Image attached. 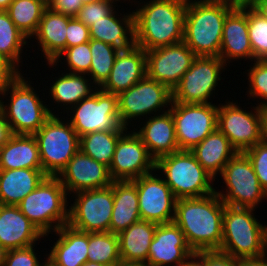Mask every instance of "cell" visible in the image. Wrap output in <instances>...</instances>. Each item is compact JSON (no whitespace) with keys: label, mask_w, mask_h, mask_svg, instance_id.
Wrapping results in <instances>:
<instances>
[{"label":"cell","mask_w":267,"mask_h":266,"mask_svg":"<svg viewBox=\"0 0 267 266\" xmlns=\"http://www.w3.org/2000/svg\"><path fill=\"white\" fill-rule=\"evenodd\" d=\"M224 207L216 192L177 199L174 222L194 253L220 249Z\"/></svg>","instance_id":"obj_1"},{"label":"cell","mask_w":267,"mask_h":266,"mask_svg":"<svg viewBox=\"0 0 267 266\" xmlns=\"http://www.w3.org/2000/svg\"><path fill=\"white\" fill-rule=\"evenodd\" d=\"M186 3L187 0L144 1L133 11L136 45L148 51L183 42Z\"/></svg>","instance_id":"obj_2"},{"label":"cell","mask_w":267,"mask_h":266,"mask_svg":"<svg viewBox=\"0 0 267 266\" xmlns=\"http://www.w3.org/2000/svg\"><path fill=\"white\" fill-rule=\"evenodd\" d=\"M253 211L225 205L219 251L240 261L267 258V225L259 223Z\"/></svg>","instance_id":"obj_3"},{"label":"cell","mask_w":267,"mask_h":266,"mask_svg":"<svg viewBox=\"0 0 267 266\" xmlns=\"http://www.w3.org/2000/svg\"><path fill=\"white\" fill-rule=\"evenodd\" d=\"M231 11L223 1L187 0L183 42L196 56L219 57L224 21Z\"/></svg>","instance_id":"obj_4"},{"label":"cell","mask_w":267,"mask_h":266,"mask_svg":"<svg viewBox=\"0 0 267 266\" xmlns=\"http://www.w3.org/2000/svg\"><path fill=\"white\" fill-rule=\"evenodd\" d=\"M10 94L9 104L3 97ZM0 107L12 134L34 135L55 112L44 104L39 94L20 73L10 84L0 91ZM2 99V100H1ZM5 104V105H4Z\"/></svg>","instance_id":"obj_5"},{"label":"cell","mask_w":267,"mask_h":266,"mask_svg":"<svg viewBox=\"0 0 267 266\" xmlns=\"http://www.w3.org/2000/svg\"><path fill=\"white\" fill-rule=\"evenodd\" d=\"M56 176H47L17 205L44 236L68 224V196Z\"/></svg>","instance_id":"obj_6"},{"label":"cell","mask_w":267,"mask_h":266,"mask_svg":"<svg viewBox=\"0 0 267 266\" xmlns=\"http://www.w3.org/2000/svg\"><path fill=\"white\" fill-rule=\"evenodd\" d=\"M164 174V181L177 199L202 197L215 192V179L200 165L189 150H180L158 158L155 171Z\"/></svg>","instance_id":"obj_7"},{"label":"cell","mask_w":267,"mask_h":266,"mask_svg":"<svg viewBox=\"0 0 267 266\" xmlns=\"http://www.w3.org/2000/svg\"><path fill=\"white\" fill-rule=\"evenodd\" d=\"M64 121L58 114L51 115L34 134L42 170L47 176H57L79 150L80 137Z\"/></svg>","instance_id":"obj_8"},{"label":"cell","mask_w":267,"mask_h":266,"mask_svg":"<svg viewBox=\"0 0 267 266\" xmlns=\"http://www.w3.org/2000/svg\"><path fill=\"white\" fill-rule=\"evenodd\" d=\"M221 177L225 193L215 190L225 205L257 209L267 193L261 188L251 160L244 152H237L225 165ZM257 207V208H256Z\"/></svg>","instance_id":"obj_9"},{"label":"cell","mask_w":267,"mask_h":266,"mask_svg":"<svg viewBox=\"0 0 267 266\" xmlns=\"http://www.w3.org/2000/svg\"><path fill=\"white\" fill-rule=\"evenodd\" d=\"M67 111L73 113L71 124L79 137L97 131H126L120 123L118 95L107 93L100 88L89 97L82 99Z\"/></svg>","instance_id":"obj_10"},{"label":"cell","mask_w":267,"mask_h":266,"mask_svg":"<svg viewBox=\"0 0 267 266\" xmlns=\"http://www.w3.org/2000/svg\"><path fill=\"white\" fill-rule=\"evenodd\" d=\"M172 101V90L168 86L145 75L138 83L118 95L120 123L127 128L137 117L142 119L146 115L147 119V115H154V112L155 115L160 114L161 110L166 112L164 107L169 110Z\"/></svg>","instance_id":"obj_11"},{"label":"cell","mask_w":267,"mask_h":266,"mask_svg":"<svg viewBox=\"0 0 267 266\" xmlns=\"http://www.w3.org/2000/svg\"><path fill=\"white\" fill-rule=\"evenodd\" d=\"M76 194V195H74ZM68 224L86 233L109 232L114 207L113 182L106 188L74 193Z\"/></svg>","instance_id":"obj_12"},{"label":"cell","mask_w":267,"mask_h":266,"mask_svg":"<svg viewBox=\"0 0 267 266\" xmlns=\"http://www.w3.org/2000/svg\"><path fill=\"white\" fill-rule=\"evenodd\" d=\"M225 67L220 57L197 56L172 90V102L212 103L208 99L215 94L218 81L222 78L221 71Z\"/></svg>","instance_id":"obj_13"},{"label":"cell","mask_w":267,"mask_h":266,"mask_svg":"<svg viewBox=\"0 0 267 266\" xmlns=\"http://www.w3.org/2000/svg\"><path fill=\"white\" fill-rule=\"evenodd\" d=\"M171 111L180 150H191L217 128L218 105L172 102Z\"/></svg>","instance_id":"obj_14"},{"label":"cell","mask_w":267,"mask_h":266,"mask_svg":"<svg viewBox=\"0 0 267 266\" xmlns=\"http://www.w3.org/2000/svg\"><path fill=\"white\" fill-rule=\"evenodd\" d=\"M237 104L225 101L224 105H218L217 128L237 152H245L263 141L262 114L257 105L254 112H248Z\"/></svg>","instance_id":"obj_15"},{"label":"cell","mask_w":267,"mask_h":266,"mask_svg":"<svg viewBox=\"0 0 267 266\" xmlns=\"http://www.w3.org/2000/svg\"><path fill=\"white\" fill-rule=\"evenodd\" d=\"M153 173L132 180L137 188L140 218L157 224L173 222L177 198L164 179Z\"/></svg>","instance_id":"obj_16"},{"label":"cell","mask_w":267,"mask_h":266,"mask_svg":"<svg viewBox=\"0 0 267 266\" xmlns=\"http://www.w3.org/2000/svg\"><path fill=\"white\" fill-rule=\"evenodd\" d=\"M125 131L118 139L109 173L113 181L134 180L155 171V160L134 132ZM128 132V133H127Z\"/></svg>","instance_id":"obj_17"},{"label":"cell","mask_w":267,"mask_h":266,"mask_svg":"<svg viewBox=\"0 0 267 266\" xmlns=\"http://www.w3.org/2000/svg\"><path fill=\"white\" fill-rule=\"evenodd\" d=\"M146 52V75L171 90L197 57L184 43L154 48Z\"/></svg>","instance_id":"obj_18"},{"label":"cell","mask_w":267,"mask_h":266,"mask_svg":"<svg viewBox=\"0 0 267 266\" xmlns=\"http://www.w3.org/2000/svg\"><path fill=\"white\" fill-rule=\"evenodd\" d=\"M56 177L69 197L72 193L109 187L113 182L109 167L84 154L80 149Z\"/></svg>","instance_id":"obj_19"},{"label":"cell","mask_w":267,"mask_h":266,"mask_svg":"<svg viewBox=\"0 0 267 266\" xmlns=\"http://www.w3.org/2000/svg\"><path fill=\"white\" fill-rule=\"evenodd\" d=\"M193 254L182 230L174 221L157 224L146 264L148 266H181Z\"/></svg>","instance_id":"obj_20"},{"label":"cell","mask_w":267,"mask_h":266,"mask_svg":"<svg viewBox=\"0 0 267 266\" xmlns=\"http://www.w3.org/2000/svg\"><path fill=\"white\" fill-rule=\"evenodd\" d=\"M43 237L18 206L0 204V245L7 251L35 245Z\"/></svg>","instance_id":"obj_21"},{"label":"cell","mask_w":267,"mask_h":266,"mask_svg":"<svg viewBox=\"0 0 267 266\" xmlns=\"http://www.w3.org/2000/svg\"><path fill=\"white\" fill-rule=\"evenodd\" d=\"M148 118L135 133L145 144L149 155L156 161L162 156L180 151L171 111L166 110Z\"/></svg>","instance_id":"obj_22"},{"label":"cell","mask_w":267,"mask_h":266,"mask_svg":"<svg viewBox=\"0 0 267 266\" xmlns=\"http://www.w3.org/2000/svg\"><path fill=\"white\" fill-rule=\"evenodd\" d=\"M146 75V52L135 46L126 53H118L109 77L99 87L101 90L119 95L138 83Z\"/></svg>","instance_id":"obj_23"},{"label":"cell","mask_w":267,"mask_h":266,"mask_svg":"<svg viewBox=\"0 0 267 266\" xmlns=\"http://www.w3.org/2000/svg\"><path fill=\"white\" fill-rule=\"evenodd\" d=\"M120 16L116 9L89 27L90 38L110 44L116 53H126L136 46L133 12ZM122 18V19H121Z\"/></svg>","instance_id":"obj_24"},{"label":"cell","mask_w":267,"mask_h":266,"mask_svg":"<svg viewBox=\"0 0 267 266\" xmlns=\"http://www.w3.org/2000/svg\"><path fill=\"white\" fill-rule=\"evenodd\" d=\"M219 57L225 65L230 64L232 59L255 60L248 33V9L232 10L227 15L223 25Z\"/></svg>","instance_id":"obj_25"},{"label":"cell","mask_w":267,"mask_h":266,"mask_svg":"<svg viewBox=\"0 0 267 266\" xmlns=\"http://www.w3.org/2000/svg\"><path fill=\"white\" fill-rule=\"evenodd\" d=\"M56 239L50 253L45 255L54 266H81L88 261V233L77 230L69 224L54 232Z\"/></svg>","instance_id":"obj_26"},{"label":"cell","mask_w":267,"mask_h":266,"mask_svg":"<svg viewBox=\"0 0 267 266\" xmlns=\"http://www.w3.org/2000/svg\"><path fill=\"white\" fill-rule=\"evenodd\" d=\"M42 169L37 140L34 135L12 134L0 147V170Z\"/></svg>","instance_id":"obj_27"},{"label":"cell","mask_w":267,"mask_h":266,"mask_svg":"<svg viewBox=\"0 0 267 266\" xmlns=\"http://www.w3.org/2000/svg\"><path fill=\"white\" fill-rule=\"evenodd\" d=\"M46 177L42 169L0 170V204L17 206Z\"/></svg>","instance_id":"obj_28"},{"label":"cell","mask_w":267,"mask_h":266,"mask_svg":"<svg viewBox=\"0 0 267 266\" xmlns=\"http://www.w3.org/2000/svg\"><path fill=\"white\" fill-rule=\"evenodd\" d=\"M190 152L214 179H217V174H221L225 165L237 153L218 128L195 145Z\"/></svg>","instance_id":"obj_29"},{"label":"cell","mask_w":267,"mask_h":266,"mask_svg":"<svg viewBox=\"0 0 267 266\" xmlns=\"http://www.w3.org/2000/svg\"><path fill=\"white\" fill-rule=\"evenodd\" d=\"M70 18L48 7L43 11L38 29L32 38L35 36L47 63L53 62L66 48V29Z\"/></svg>","instance_id":"obj_30"},{"label":"cell","mask_w":267,"mask_h":266,"mask_svg":"<svg viewBox=\"0 0 267 266\" xmlns=\"http://www.w3.org/2000/svg\"><path fill=\"white\" fill-rule=\"evenodd\" d=\"M113 196L109 232L119 234L141 220L136 184L132 180L113 181Z\"/></svg>","instance_id":"obj_31"},{"label":"cell","mask_w":267,"mask_h":266,"mask_svg":"<svg viewBox=\"0 0 267 266\" xmlns=\"http://www.w3.org/2000/svg\"><path fill=\"white\" fill-rule=\"evenodd\" d=\"M157 223L139 220L118 234L121 260L147 262Z\"/></svg>","instance_id":"obj_32"},{"label":"cell","mask_w":267,"mask_h":266,"mask_svg":"<svg viewBox=\"0 0 267 266\" xmlns=\"http://www.w3.org/2000/svg\"><path fill=\"white\" fill-rule=\"evenodd\" d=\"M58 77L56 81H53V84H51L49 95L52 96L51 98L57 104H60L61 108L63 106L62 109H66V112L82 99L91 96L96 89H98L91 79L86 78V74L65 72V74L62 73L61 76L59 75Z\"/></svg>","instance_id":"obj_33"},{"label":"cell","mask_w":267,"mask_h":266,"mask_svg":"<svg viewBox=\"0 0 267 266\" xmlns=\"http://www.w3.org/2000/svg\"><path fill=\"white\" fill-rule=\"evenodd\" d=\"M47 8V0H13L6 10L15 26L30 40Z\"/></svg>","instance_id":"obj_34"},{"label":"cell","mask_w":267,"mask_h":266,"mask_svg":"<svg viewBox=\"0 0 267 266\" xmlns=\"http://www.w3.org/2000/svg\"><path fill=\"white\" fill-rule=\"evenodd\" d=\"M125 131H97L80 137L79 149L86 155L109 167L116 143Z\"/></svg>","instance_id":"obj_35"},{"label":"cell","mask_w":267,"mask_h":266,"mask_svg":"<svg viewBox=\"0 0 267 266\" xmlns=\"http://www.w3.org/2000/svg\"><path fill=\"white\" fill-rule=\"evenodd\" d=\"M27 37L15 26L7 11L0 10V55L8 60L18 71ZM21 57V58H20Z\"/></svg>","instance_id":"obj_36"},{"label":"cell","mask_w":267,"mask_h":266,"mask_svg":"<svg viewBox=\"0 0 267 266\" xmlns=\"http://www.w3.org/2000/svg\"><path fill=\"white\" fill-rule=\"evenodd\" d=\"M88 261L115 266L120 260L118 234L111 232L88 233Z\"/></svg>","instance_id":"obj_37"},{"label":"cell","mask_w":267,"mask_h":266,"mask_svg":"<svg viewBox=\"0 0 267 266\" xmlns=\"http://www.w3.org/2000/svg\"><path fill=\"white\" fill-rule=\"evenodd\" d=\"M89 44L92 61L90 70L86 75L91 76L90 79L99 88L109 77L118 53L110 44L102 41L90 39Z\"/></svg>","instance_id":"obj_38"},{"label":"cell","mask_w":267,"mask_h":266,"mask_svg":"<svg viewBox=\"0 0 267 266\" xmlns=\"http://www.w3.org/2000/svg\"><path fill=\"white\" fill-rule=\"evenodd\" d=\"M248 33L255 60H267V20L248 9Z\"/></svg>","instance_id":"obj_39"},{"label":"cell","mask_w":267,"mask_h":266,"mask_svg":"<svg viewBox=\"0 0 267 266\" xmlns=\"http://www.w3.org/2000/svg\"><path fill=\"white\" fill-rule=\"evenodd\" d=\"M60 58L66 59L64 61L69 73L87 74L92 61L89 42L65 48L53 62H48V65L53 68L61 62Z\"/></svg>","instance_id":"obj_40"},{"label":"cell","mask_w":267,"mask_h":266,"mask_svg":"<svg viewBox=\"0 0 267 266\" xmlns=\"http://www.w3.org/2000/svg\"><path fill=\"white\" fill-rule=\"evenodd\" d=\"M248 74V96L250 98L263 99L258 107L267 106V60H254L252 67L247 70Z\"/></svg>","instance_id":"obj_41"},{"label":"cell","mask_w":267,"mask_h":266,"mask_svg":"<svg viewBox=\"0 0 267 266\" xmlns=\"http://www.w3.org/2000/svg\"><path fill=\"white\" fill-rule=\"evenodd\" d=\"M117 1L121 2L120 0H105L86 4L80 9L77 18L89 28L94 22L102 20V18L111 14L115 10V5L113 4H117Z\"/></svg>","instance_id":"obj_42"},{"label":"cell","mask_w":267,"mask_h":266,"mask_svg":"<svg viewBox=\"0 0 267 266\" xmlns=\"http://www.w3.org/2000/svg\"><path fill=\"white\" fill-rule=\"evenodd\" d=\"M244 153L252 162L261 188L267 193V143H257Z\"/></svg>","instance_id":"obj_43"},{"label":"cell","mask_w":267,"mask_h":266,"mask_svg":"<svg viewBox=\"0 0 267 266\" xmlns=\"http://www.w3.org/2000/svg\"><path fill=\"white\" fill-rule=\"evenodd\" d=\"M34 247L8 250L4 266H42L44 262L38 260Z\"/></svg>","instance_id":"obj_44"},{"label":"cell","mask_w":267,"mask_h":266,"mask_svg":"<svg viewBox=\"0 0 267 266\" xmlns=\"http://www.w3.org/2000/svg\"><path fill=\"white\" fill-rule=\"evenodd\" d=\"M66 48L90 41V31L77 17H71L67 24Z\"/></svg>","instance_id":"obj_45"},{"label":"cell","mask_w":267,"mask_h":266,"mask_svg":"<svg viewBox=\"0 0 267 266\" xmlns=\"http://www.w3.org/2000/svg\"><path fill=\"white\" fill-rule=\"evenodd\" d=\"M83 6L81 0H47L50 10L69 17H77Z\"/></svg>","instance_id":"obj_46"},{"label":"cell","mask_w":267,"mask_h":266,"mask_svg":"<svg viewBox=\"0 0 267 266\" xmlns=\"http://www.w3.org/2000/svg\"><path fill=\"white\" fill-rule=\"evenodd\" d=\"M239 262L219 250L205 251V266H239Z\"/></svg>","instance_id":"obj_47"},{"label":"cell","mask_w":267,"mask_h":266,"mask_svg":"<svg viewBox=\"0 0 267 266\" xmlns=\"http://www.w3.org/2000/svg\"><path fill=\"white\" fill-rule=\"evenodd\" d=\"M21 72L0 55V91L10 84Z\"/></svg>","instance_id":"obj_48"},{"label":"cell","mask_w":267,"mask_h":266,"mask_svg":"<svg viewBox=\"0 0 267 266\" xmlns=\"http://www.w3.org/2000/svg\"><path fill=\"white\" fill-rule=\"evenodd\" d=\"M259 0H223L232 10L254 9Z\"/></svg>","instance_id":"obj_49"},{"label":"cell","mask_w":267,"mask_h":266,"mask_svg":"<svg viewBox=\"0 0 267 266\" xmlns=\"http://www.w3.org/2000/svg\"><path fill=\"white\" fill-rule=\"evenodd\" d=\"M12 136L10 126L5 118V115L0 107V147H2Z\"/></svg>","instance_id":"obj_50"},{"label":"cell","mask_w":267,"mask_h":266,"mask_svg":"<svg viewBox=\"0 0 267 266\" xmlns=\"http://www.w3.org/2000/svg\"><path fill=\"white\" fill-rule=\"evenodd\" d=\"M181 266H205V251L194 253Z\"/></svg>","instance_id":"obj_51"},{"label":"cell","mask_w":267,"mask_h":266,"mask_svg":"<svg viewBox=\"0 0 267 266\" xmlns=\"http://www.w3.org/2000/svg\"><path fill=\"white\" fill-rule=\"evenodd\" d=\"M262 114L263 141L267 143V106L260 108Z\"/></svg>","instance_id":"obj_52"},{"label":"cell","mask_w":267,"mask_h":266,"mask_svg":"<svg viewBox=\"0 0 267 266\" xmlns=\"http://www.w3.org/2000/svg\"><path fill=\"white\" fill-rule=\"evenodd\" d=\"M254 10L267 20V0H259Z\"/></svg>","instance_id":"obj_53"},{"label":"cell","mask_w":267,"mask_h":266,"mask_svg":"<svg viewBox=\"0 0 267 266\" xmlns=\"http://www.w3.org/2000/svg\"><path fill=\"white\" fill-rule=\"evenodd\" d=\"M239 266H267V258L262 260L240 261Z\"/></svg>","instance_id":"obj_54"},{"label":"cell","mask_w":267,"mask_h":266,"mask_svg":"<svg viewBox=\"0 0 267 266\" xmlns=\"http://www.w3.org/2000/svg\"><path fill=\"white\" fill-rule=\"evenodd\" d=\"M115 266H148V265L144 262L120 260Z\"/></svg>","instance_id":"obj_55"},{"label":"cell","mask_w":267,"mask_h":266,"mask_svg":"<svg viewBox=\"0 0 267 266\" xmlns=\"http://www.w3.org/2000/svg\"><path fill=\"white\" fill-rule=\"evenodd\" d=\"M7 250L0 245V266H4L6 259Z\"/></svg>","instance_id":"obj_56"},{"label":"cell","mask_w":267,"mask_h":266,"mask_svg":"<svg viewBox=\"0 0 267 266\" xmlns=\"http://www.w3.org/2000/svg\"><path fill=\"white\" fill-rule=\"evenodd\" d=\"M13 0H0V10L6 11Z\"/></svg>","instance_id":"obj_57"},{"label":"cell","mask_w":267,"mask_h":266,"mask_svg":"<svg viewBox=\"0 0 267 266\" xmlns=\"http://www.w3.org/2000/svg\"><path fill=\"white\" fill-rule=\"evenodd\" d=\"M81 266H107L105 264L102 263H97V262H90V261H86L84 264H82Z\"/></svg>","instance_id":"obj_58"},{"label":"cell","mask_w":267,"mask_h":266,"mask_svg":"<svg viewBox=\"0 0 267 266\" xmlns=\"http://www.w3.org/2000/svg\"><path fill=\"white\" fill-rule=\"evenodd\" d=\"M83 5L90 4V3H97L100 1H105V0H81Z\"/></svg>","instance_id":"obj_59"},{"label":"cell","mask_w":267,"mask_h":266,"mask_svg":"<svg viewBox=\"0 0 267 266\" xmlns=\"http://www.w3.org/2000/svg\"><path fill=\"white\" fill-rule=\"evenodd\" d=\"M42 266H54L52 263H50L47 259L44 260V264Z\"/></svg>","instance_id":"obj_60"},{"label":"cell","mask_w":267,"mask_h":266,"mask_svg":"<svg viewBox=\"0 0 267 266\" xmlns=\"http://www.w3.org/2000/svg\"><path fill=\"white\" fill-rule=\"evenodd\" d=\"M199 1H223V0H199Z\"/></svg>","instance_id":"obj_61"}]
</instances>
